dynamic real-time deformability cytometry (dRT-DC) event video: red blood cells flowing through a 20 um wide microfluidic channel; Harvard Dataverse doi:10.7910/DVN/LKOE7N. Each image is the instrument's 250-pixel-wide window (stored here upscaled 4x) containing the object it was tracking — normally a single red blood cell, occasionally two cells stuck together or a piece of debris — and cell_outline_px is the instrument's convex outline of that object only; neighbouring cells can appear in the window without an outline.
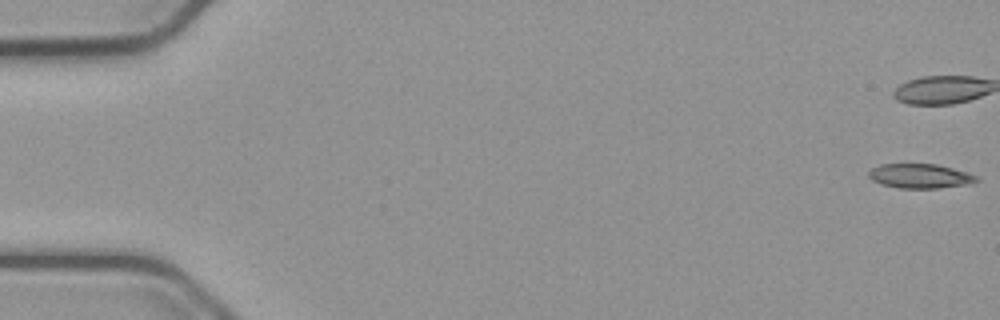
{"species": "common noctule bat (a hibernating species)", "species_latin": "Nyctalus noctula", "temperature_condition": "cold", "stored_images_in_passage": 56, "camera_frame_rate_fps": 3000, "um_per_image_px": 0.085, "animal": {"sex": "male", "body_mass_g": 23.1, "forearm_length_mm": 52.7}, "frame": {"image": 1, "passage_image": 1, "time_ms": 0.0, "image_size_px": [1000, 320], "cell_outline_px": [[980, 180], [972, 184], [936, 188], [900, 188], [880, 184], [872, 180], [868, 176], [868, 172], [872, 168], [880, 164], [936, 164], [952, 168], [976, 176]], "centroid_in_image_um": [78.19, 14.97], "position_along_channel_um": 6.8, "area_um2": 15.32}}